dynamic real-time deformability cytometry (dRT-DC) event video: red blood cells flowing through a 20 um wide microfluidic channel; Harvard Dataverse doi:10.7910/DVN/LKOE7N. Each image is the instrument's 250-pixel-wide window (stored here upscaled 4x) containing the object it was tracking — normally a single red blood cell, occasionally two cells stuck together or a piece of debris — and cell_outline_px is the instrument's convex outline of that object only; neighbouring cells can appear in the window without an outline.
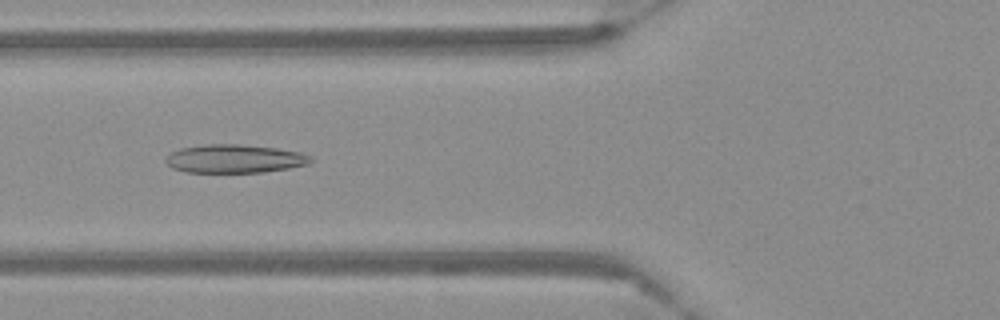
{"species": "Egyptian fruit bat (a non-hibernating species)", "species_latin": "Rousettus aegyptiacus", "temperature_condition": "warm", "stored_images_in_passage": 45, "camera_frame_rate_fps": 3000, "um_per_image_px": 0.085, "frame": {"image": 1, "passage_image": 11, "time_ms": 3.333, "image_size_px": [1000, 320], "cell_outline_px": [[312, 160], [308, 164], [288, 168], [264, 172], [184, 172], [172, 168], [164, 160], [172, 152], [180, 148], [204, 144], [240, 144], [276, 148], [300, 152], [312, 156]], "centroid_in_image_um": [19.93, 13.49], "position_along_channel_um": 105.9, "area_um2": 23.99}}
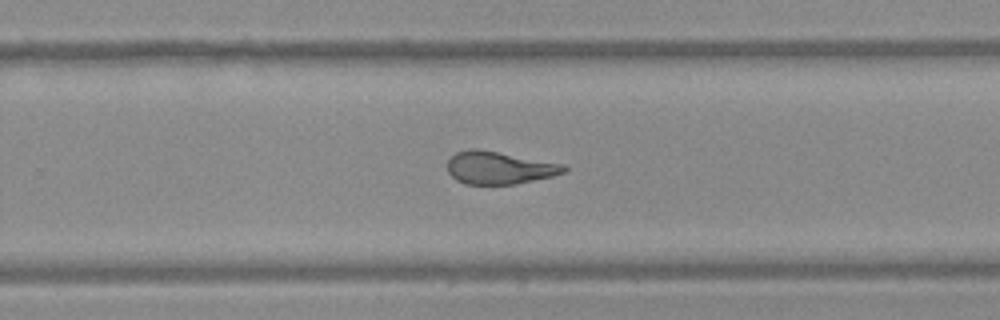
{"frame": {"image": 2, "passage_image": 26, "time_ms": 8.333, "image_size_px": [1000, 320], "cell_outline_px": [[568, 172], [552, 176], [516, 184], [464, 184], [456, 180], [448, 172], [448, 160], [456, 152], [468, 148], [476, 148], [564, 164], [568, 168]], "centroid_in_image_um": [42.44, 14.26], "position_along_channel_um": 287.4, "area_um2": 22.2}}
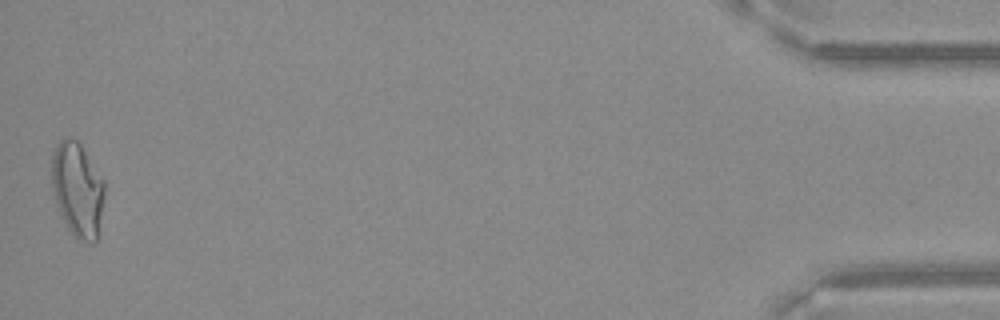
{"frame": {"image": 3, "passage_image": 45, "time_ms": 14.667, "image_size_px": [1000, 320], "cell_outline_px": [[104, 196], [96, 240], [92, 244], [72, 236], [60, 216], [52, 188], [52, 156], [56, 144], [64, 136], [76, 140], [80, 144], [104, 180]], "centroid_in_image_um": [6.57, 16.11], "position_along_channel_um": 428.6, "area_um2": 28.96}}